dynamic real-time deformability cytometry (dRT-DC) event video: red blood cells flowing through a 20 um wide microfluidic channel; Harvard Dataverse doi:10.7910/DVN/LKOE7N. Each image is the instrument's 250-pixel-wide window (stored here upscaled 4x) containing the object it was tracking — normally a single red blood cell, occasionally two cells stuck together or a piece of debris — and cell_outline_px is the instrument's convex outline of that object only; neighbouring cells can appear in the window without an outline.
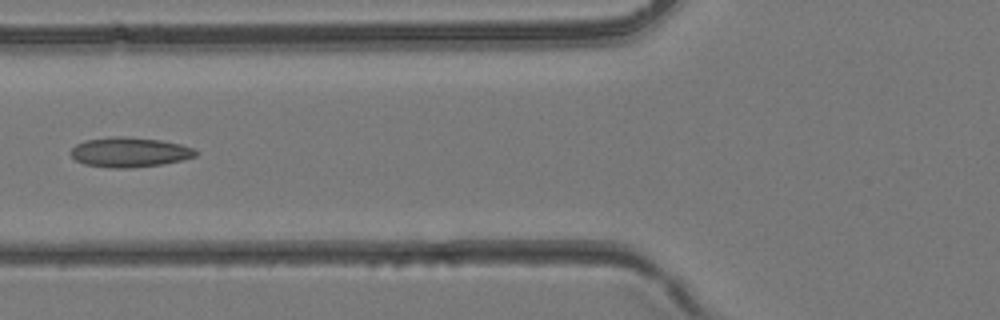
{"species": "common noctule bat (a hibernating species)", "species_latin": "Nyctalus noctula", "temperature_condition": "room temperature", "stored_images_in_passage": 4, "camera_frame_rate_fps": 3000, "um_per_image_px": 0.085, "animal": {"sex": "female", "body_mass_g": 24.6, "forearm_length_mm": 56.2}, "frame": {"image": 1, "passage_image": 4, "time_ms": 1.0, "image_size_px": [1000, 320], "cell_outline_px": [[200, 152], [196, 156], [180, 160], [160, 164], [132, 168], [108, 168], [84, 164], [76, 160], [68, 152], [76, 144], [84, 140], [112, 136], [124, 136], [160, 140], [180, 144], [196, 148]], "centroid_in_image_um": [11.0, 12.93], "position_along_channel_um": 114.8, "area_um2": 21.91}}